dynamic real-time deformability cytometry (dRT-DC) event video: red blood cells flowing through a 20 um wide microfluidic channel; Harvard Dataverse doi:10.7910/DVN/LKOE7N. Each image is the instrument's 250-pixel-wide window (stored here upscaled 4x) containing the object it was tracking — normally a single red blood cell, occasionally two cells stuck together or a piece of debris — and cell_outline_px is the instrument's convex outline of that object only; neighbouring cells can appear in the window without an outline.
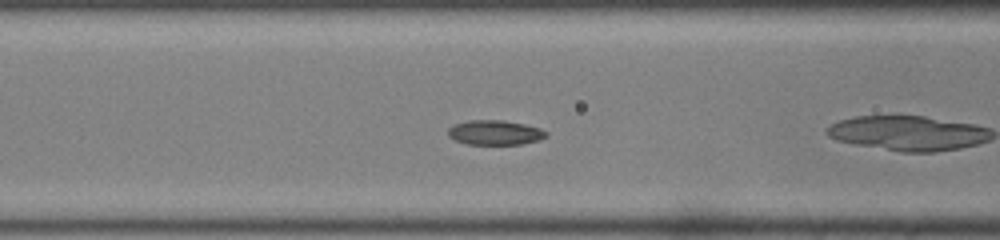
{"species": "common noctule bat (a hibernating species)", "species_latin": "Nyctalus noctula", "temperature_condition": "room temperature", "stored_images_in_passage": 38, "camera_frame_rate_fps": 3000, "um_per_image_px": 0.085, "animal": {"sex": "male", "body_mass_g": 19.0, "forearm_length_mm": 50.8}, "frame": {"image": 1, "passage_image": 7, "time_ms": 2.0, "image_size_px": [1000, 240], "cell_outline_px": [[548, 136], [540, 140], [524, 144], [468, 144], [456, 140], [448, 136], [448, 128], [456, 124], [468, 120], [504, 120], [524, 124], [540, 128], [548, 132]], "centroid_in_image_um": [42.12, 11.27], "position_along_channel_um": 124.5, "area_um2": 14.16}}
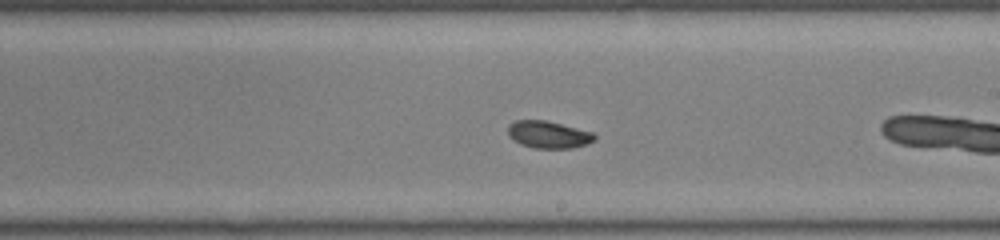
{"frame": {"image": 2, "passage_image": 16, "time_ms": 5.0, "image_size_px": [1000, 240], "cell_outline_px": [[596, 140], [588, 144], [572, 148], [532, 148], [520, 144], [512, 140], [508, 136], [508, 124], [516, 120], [544, 120], [592, 132], [596, 136]], "centroid_in_image_um": [46.59, 11.45], "position_along_channel_um": 242.4, "area_um2": 13.81}}
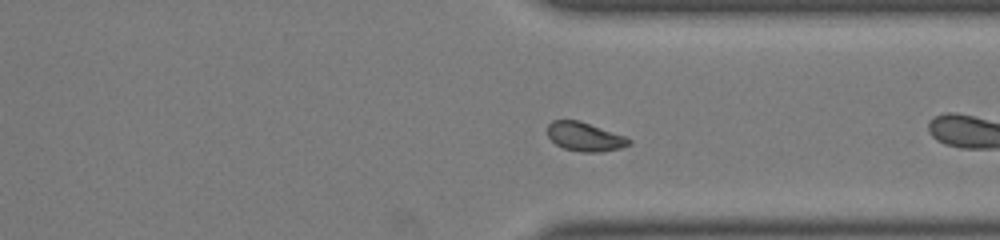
{"frame": {"image": 3, "passage_image": 25, "time_ms": 8.0, "image_size_px": [1000, 240], "cell_outline_px": [[632, 144], [620, 148], [600, 152], [580, 152], [564, 148], [556, 144], [548, 136], [548, 124], [552, 120], [580, 120], [624, 136], [632, 140]], "centroid_in_image_um": [49.71, 11.62], "position_along_channel_um": 361.7, "area_um2": 13.7}, "authors_computed_cell_mechanics": {"area_um2": 14.1321, "velocity_mm_per_s": 3.9413, "shape_relaxation_time_tau1_ms": 1.4624, "shape_relaxation_time_tau2_ms": null, "deformation_change_tau1": 0.0644, "deformation_change_tau2": null}}